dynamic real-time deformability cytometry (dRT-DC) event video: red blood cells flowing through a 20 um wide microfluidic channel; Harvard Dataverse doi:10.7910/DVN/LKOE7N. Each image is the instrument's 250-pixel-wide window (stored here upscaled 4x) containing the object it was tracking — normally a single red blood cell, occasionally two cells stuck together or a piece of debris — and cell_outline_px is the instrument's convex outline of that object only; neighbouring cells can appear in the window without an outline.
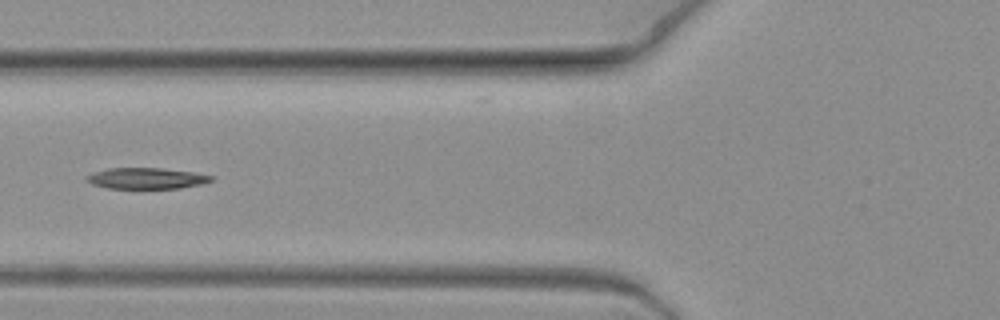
{"species": "common noctule bat (a hibernating species)", "species_latin": "Nyctalus noctula", "temperature_condition": "warm", "stored_images_in_passage": 9, "camera_frame_rate_fps": 3000, "um_per_image_px": 0.085, "animal": {"sex": "female", "body_mass_g": 19.3, "forearm_length_mm": 54.1}, "frame": {"image": 1, "passage_image": 7, "time_ms": 2.0, "image_size_px": [1000, 320], "cell_outline_px": [[212, 180], [200, 184], [180, 188], [108, 188], [92, 184], [84, 180], [84, 176], [92, 172], [108, 168], [160, 168], [192, 172], [212, 176]], "centroid_in_image_um": [12.35, 15.15], "position_along_channel_um": 113.5, "area_um2": 15.2}}
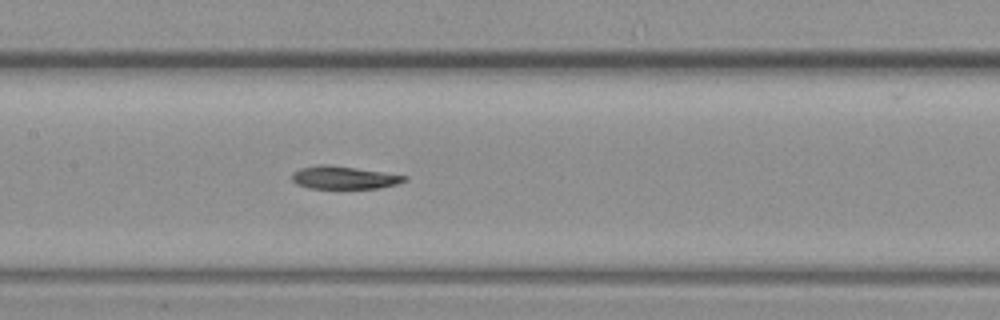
{"frame": {"image": 2, "passage_image": 9, "time_ms": 2.667, "image_size_px": [1000, 320], "cell_outline_px": [[408, 180], [396, 184], [380, 188], [308, 188], [296, 184], [292, 180], [292, 172], [300, 168], [316, 164], [328, 164], [356, 168], [408, 176]], "centroid_in_image_um": [29.2, 15.09], "position_along_channel_um": 178.2, "area_um2": 15.03}}